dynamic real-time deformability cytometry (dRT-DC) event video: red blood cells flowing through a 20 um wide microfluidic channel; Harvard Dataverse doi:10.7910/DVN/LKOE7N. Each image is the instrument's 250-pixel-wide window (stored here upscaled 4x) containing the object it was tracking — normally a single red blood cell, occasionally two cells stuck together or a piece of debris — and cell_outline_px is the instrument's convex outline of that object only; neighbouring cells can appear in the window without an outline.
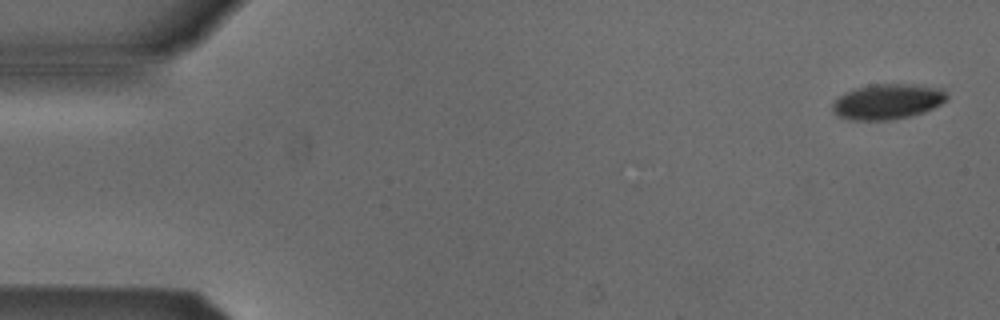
{"species": "Egyptian fruit bat (a non-hibernating species)", "species_latin": "Rousettus aegyptiacus", "temperature_condition": "cold", "stored_images_in_passage": 4, "camera_frame_rate_fps": 3000, "um_per_image_px": 0.085, "animal": {"sex": "male"}, "frame": {"image": 1, "passage_image": 1, "time_ms": 0.0, "image_size_px": [1000, 320], "cell_outline_px": [[948, 96], [940, 104], [924, 112], [908, 116], [888, 120], [852, 120], [840, 116], [832, 112], [832, 104], [840, 96], [856, 88], [880, 84], [908, 84], [940, 88]], "centroid_in_image_um": [75.42, 8.64], "position_along_channel_um": 9.6, "area_um2": 23.0}}
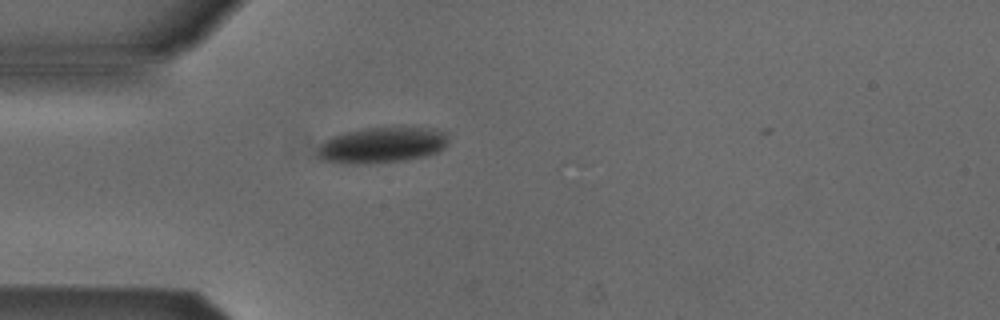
{"frame": {"image": 2, "passage_image": 4, "time_ms": 1.0, "image_size_px": [1000, 320], "cell_outline_px": [[448, 144], [444, 148], [436, 152], [424, 156], [404, 160], [368, 164], [344, 164], [320, 160], [316, 156], [316, 148], [324, 140], [332, 136], [364, 128], [436, 128], [448, 132]], "centroid_in_image_um": [32.43, 12.35], "position_along_channel_um": 52.6, "area_um2": 27.63}}